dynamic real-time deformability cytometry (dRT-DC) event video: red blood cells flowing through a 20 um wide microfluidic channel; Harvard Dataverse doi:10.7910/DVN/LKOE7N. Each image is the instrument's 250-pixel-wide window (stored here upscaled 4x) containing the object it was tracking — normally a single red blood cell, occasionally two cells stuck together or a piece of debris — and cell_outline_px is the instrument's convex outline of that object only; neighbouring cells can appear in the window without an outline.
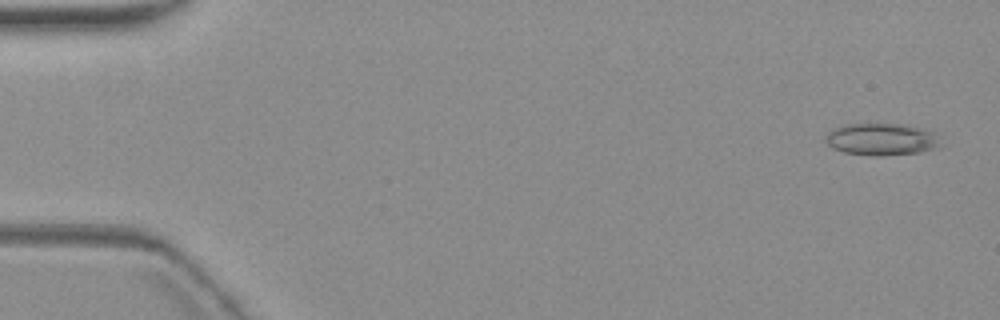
{"species": "common noctule bat (a hibernating species)", "species_latin": "Nyctalus noctula", "temperature_condition": "warm", "stored_images_in_passage": 7, "camera_frame_rate_fps": 3000, "um_per_image_px": 0.085, "animal": {"sex": "female", "body_mass_g": 19.3, "forearm_length_mm": 54.1}, "frame": {"image": 1, "passage_image": 1, "time_ms": 0.0, "image_size_px": [1000, 320], "cell_outline_px": [[936, 148], [920, 152], [880, 156], [872, 156], [844, 152], [832, 148], [828, 144], [824, 136], [832, 128], [844, 124], [904, 124], [932, 132], [936, 144]], "centroid_in_image_um": [74.79, 11.84], "position_along_channel_um": 10.2, "area_um2": 21.1}}
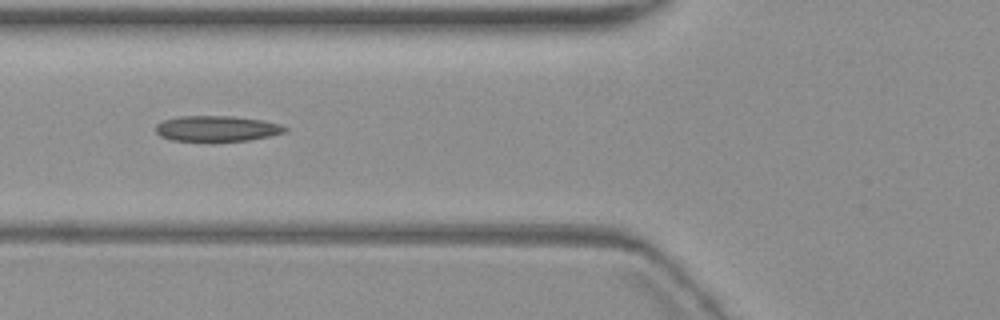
{"frame": {"image": 2, "passage_image": 6, "time_ms": 6.667, "image_size_px": [1000, 320], "cell_outline_px": [[288, 132], [248, 140], [212, 144], [208, 144], [172, 140], [160, 136], [156, 132], [156, 124], [164, 120], [180, 116], [232, 116], [260, 120], [280, 124], [288, 128]], "centroid_in_image_um": [18.41, 10.98], "position_along_channel_um": 107.4, "area_um2": 20.11}}
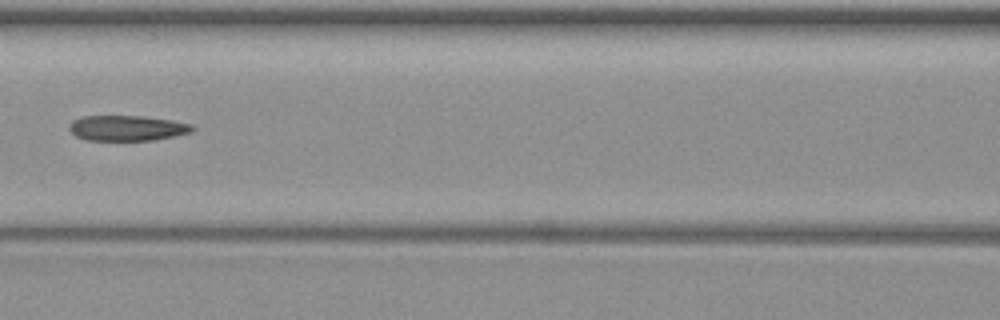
{"frame": {"image": 3, "passage_image": 7, "time_ms": 8.0, "image_size_px": [1000, 320], "cell_outline_px": [[196, 128], [192, 132], [152, 140], [84, 140], [76, 136], [68, 128], [72, 120], [84, 116], [140, 116], [172, 120], [192, 124]], "centroid_in_image_um": [10.8, 10.88], "position_along_channel_um": 155.8, "area_um2": 18.15}}